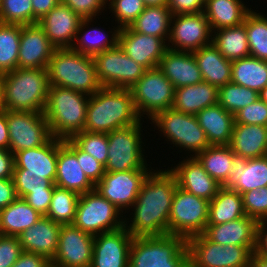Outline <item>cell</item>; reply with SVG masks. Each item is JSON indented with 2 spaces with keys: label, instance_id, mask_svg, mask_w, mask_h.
Listing matches in <instances>:
<instances>
[{
  "label": "cell",
  "instance_id": "1",
  "mask_svg": "<svg viewBox=\"0 0 267 267\" xmlns=\"http://www.w3.org/2000/svg\"><path fill=\"white\" fill-rule=\"evenodd\" d=\"M177 186L176 177L169 169L151 171L131 207L134 212H131L132 220L129 223L124 218L125 229L133 237L168 234L169 216Z\"/></svg>",
  "mask_w": 267,
  "mask_h": 267
},
{
  "label": "cell",
  "instance_id": "2",
  "mask_svg": "<svg viewBox=\"0 0 267 267\" xmlns=\"http://www.w3.org/2000/svg\"><path fill=\"white\" fill-rule=\"evenodd\" d=\"M140 121L130 89L102 87L89 97L84 131L107 134Z\"/></svg>",
  "mask_w": 267,
  "mask_h": 267
},
{
  "label": "cell",
  "instance_id": "3",
  "mask_svg": "<svg viewBox=\"0 0 267 267\" xmlns=\"http://www.w3.org/2000/svg\"><path fill=\"white\" fill-rule=\"evenodd\" d=\"M47 69L16 68L2 74V109L41 112L49 91Z\"/></svg>",
  "mask_w": 267,
  "mask_h": 267
},
{
  "label": "cell",
  "instance_id": "4",
  "mask_svg": "<svg viewBox=\"0 0 267 267\" xmlns=\"http://www.w3.org/2000/svg\"><path fill=\"white\" fill-rule=\"evenodd\" d=\"M49 85L72 89L88 96L102 88L92 56L72 48H57L47 67Z\"/></svg>",
  "mask_w": 267,
  "mask_h": 267
},
{
  "label": "cell",
  "instance_id": "5",
  "mask_svg": "<svg viewBox=\"0 0 267 267\" xmlns=\"http://www.w3.org/2000/svg\"><path fill=\"white\" fill-rule=\"evenodd\" d=\"M89 97L72 89L49 86L43 113L53 137L70 139L84 131Z\"/></svg>",
  "mask_w": 267,
  "mask_h": 267
},
{
  "label": "cell",
  "instance_id": "6",
  "mask_svg": "<svg viewBox=\"0 0 267 267\" xmlns=\"http://www.w3.org/2000/svg\"><path fill=\"white\" fill-rule=\"evenodd\" d=\"M129 267H189L187 240L170 234L133 237Z\"/></svg>",
  "mask_w": 267,
  "mask_h": 267
},
{
  "label": "cell",
  "instance_id": "7",
  "mask_svg": "<svg viewBox=\"0 0 267 267\" xmlns=\"http://www.w3.org/2000/svg\"><path fill=\"white\" fill-rule=\"evenodd\" d=\"M155 128L163 133L167 142L171 141L173 147L189 151L190 157L195 156L210 146L205 131L198 124L195 115L167 109L155 114L151 119ZM193 155H192V154Z\"/></svg>",
  "mask_w": 267,
  "mask_h": 267
},
{
  "label": "cell",
  "instance_id": "8",
  "mask_svg": "<svg viewBox=\"0 0 267 267\" xmlns=\"http://www.w3.org/2000/svg\"><path fill=\"white\" fill-rule=\"evenodd\" d=\"M124 218L114 204L94 189L80 194L72 224L95 236L122 228Z\"/></svg>",
  "mask_w": 267,
  "mask_h": 267
},
{
  "label": "cell",
  "instance_id": "9",
  "mask_svg": "<svg viewBox=\"0 0 267 267\" xmlns=\"http://www.w3.org/2000/svg\"><path fill=\"white\" fill-rule=\"evenodd\" d=\"M142 122L107 133L108 159L105 172L150 169L143 152Z\"/></svg>",
  "mask_w": 267,
  "mask_h": 267
},
{
  "label": "cell",
  "instance_id": "10",
  "mask_svg": "<svg viewBox=\"0 0 267 267\" xmlns=\"http://www.w3.org/2000/svg\"><path fill=\"white\" fill-rule=\"evenodd\" d=\"M189 267H249L256 248L210 241L204 234L187 239Z\"/></svg>",
  "mask_w": 267,
  "mask_h": 267
},
{
  "label": "cell",
  "instance_id": "11",
  "mask_svg": "<svg viewBox=\"0 0 267 267\" xmlns=\"http://www.w3.org/2000/svg\"><path fill=\"white\" fill-rule=\"evenodd\" d=\"M209 201L177 186L168 222V234L186 240L203 234L208 223Z\"/></svg>",
  "mask_w": 267,
  "mask_h": 267
},
{
  "label": "cell",
  "instance_id": "12",
  "mask_svg": "<svg viewBox=\"0 0 267 267\" xmlns=\"http://www.w3.org/2000/svg\"><path fill=\"white\" fill-rule=\"evenodd\" d=\"M136 111L151 119L155 114L171 109L175 87L159 67L147 69L143 76L130 88Z\"/></svg>",
  "mask_w": 267,
  "mask_h": 267
},
{
  "label": "cell",
  "instance_id": "13",
  "mask_svg": "<svg viewBox=\"0 0 267 267\" xmlns=\"http://www.w3.org/2000/svg\"><path fill=\"white\" fill-rule=\"evenodd\" d=\"M93 58L102 87L130 89L147 70L130 58L119 44Z\"/></svg>",
  "mask_w": 267,
  "mask_h": 267
},
{
  "label": "cell",
  "instance_id": "14",
  "mask_svg": "<svg viewBox=\"0 0 267 267\" xmlns=\"http://www.w3.org/2000/svg\"><path fill=\"white\" fill-rule=\"evenodd\" d=\"M6 120L13 154L40 147L53 137L44 113L6 110Z\"/></svg>",
  "mask_w": 267,
  "mask_h": 267
},
{
  "label": "cell",
  "instance_id": "15",
  "mask_svg": "<svg viewBox=\"0 0 267 267\" xmlns=\"http://www.w3.org/2000/svg\"><path fill=\"white\" fill-rule=\"evenodd\" d=\"M210 43L212 30L204 12L172 15L169 49L193 52Z\"/></svg>",
  "mask_w": 267,
  "mask_h": 267
},
{
  "label": "cell",
  "instance_id": "16",
  "mask_svg": "<svg viewBox=\"0 0 267 267\" xmlns=\"http://www.w3.org/2000/svg\"><path fill=\"white\" fill-rule=\"evenodd\" d=\"M152 171L150 169L128 170L123 172H105L95 185L104 198L114 204L124 214L135 203L142 184Z\"/></svg>",
  "mask_w": 267,
  "mask_h": 267
},
{
  "label": "cell",
  "instance_id": "17",
  "mask_svg": "<svg viewBox=\"0 0 267 267\" xmlns=\"http://www.w3.org/2000/svg\"><path fill=\"white\" fill-rule=\"evenodd\" d=\"M94 236L73 224L62 225L54 267H90L93 256Z\"/></svg>",
  "mask_w": 267,
  "mask_h": 267
},
{
  "label": "cell",
  "instance_id": "18",
  "mask_svg": "<svg viewBox=\"0 0 267 267\" xmlns=\"http://www.w3.org/2000/svg\"><path fill=\"white\" fill-rule=\"evenodd\" d=\"M58 157V138L46 144L14 154L13 175L42 176L55 184Z\"/></svg>",
  "mask_w": 267,
  "mask_h": 267
},
{
  "label": "cell",
  "instance_id": "19",
  "mask_svg": "<svg viewBox=\"0 0 267 267\" xmlns=\"http://www.w3.org/2000/svg\"><path fill=\"white\" fill-rule=\"evenodd\" d=\"M133 236L123 226L94 236L90 267H129Z\"/></svg>",
  "mask_w": 267,
  "mask_h": 267
},
{
  "label": "cell",
  "instance_id": "20",
  "mask_svg": "<svg viewBox=\"0 0 267 267\" xmlns=\"http://www.w3.org/2000/svg\"><path fill=\"white\" fill-rule=\"evenodd\" d=\"M118 44L130 58L146 69L158 67L163 54L168 49L164 39L137 33L129 26L120 28Z\"/></svg>",
  "mask_w": 267,
  "mask_h": 267
},
{
  "label": "cell",
  "instance_id": "21",
  "mask_svg": "<svg viewBox=\"0 0 267 267\" xmlns=\"http://www.w3.org/2000/svg\"><path fill=\"white\" fill-rule=\"evenodd\" d=\"M55 50L38 23L21 25L17 68L47 69Z\"/></svg>",
  "mask_w": 267,
  "mask_h": 267
},
{
  "label": "cell",
  "instance_id": "22",
  "mask_svg": "<svg viewBox=\"0 0 267 267\" xmlns=\"http://www.w3.org/2000/svg\"><path fill=\"white\" fill-rule=\"evenodd\" d=\"M82 20L76 12L60 2L38 21V25L56 49L71 48Z\"/></svg>",
  "mask_w": 267,
  "mask_h": 267
},
{
  "label": "cell",
  "instance_id": "23",
  "mask_svg": "<svg viewBox=\"0 0 267 267\" xmlns=\"http://www.w3.org/2000/svg\"><path fill=\"white\" fill-rule=\"evenodd\" d=\"M169 170L175 175L179 188L208 201H211L222 187L194 156L179 161Z\"/></svg>",
  "mask_w": 267,
  "mask_h": 267
},
{
  "label": "cell",
  "instance_id": "24",
  "mask_svg": "<svg viewBox=\"0 0 267 267\" xmlns=\"http://www.w3.org/2000/svg\"><path fill=\"white\" fill-rule=\"evenodd\" d=\"M233 165V171L223 185L224 188L242 195L267 186V155L247 159L233 152Z\"/></svg>",
  "mask_w": 267,
  "mask_h": 267
},
{
  "label": "cell",
  "instance_id": "25",
  "mask_svg": "<svg viewBox=\"0 0 267 267\" xmlns=\"http://www.w3.org/2000/svg\"><path fill=\"white\" fill-rule=\"evenodd\" d=\"M62 225L42 216L33 226L23 231L18 240L23 251L42 255L52 261L58 248Z\"/></svg>",
  "mask_w": 267,
  "mask_h": 267
},
{
  "label": "cell",
  "instance_id": "26",
  "mask_svg": "<svg viewBox=\"0 0 267 267\" xmlns=\"http://www.w3.org/2000/svg\"><path fill=\"white\" fill-rule=\"evenodd\" d=\"M258 222L248 216L223 224H207L203 234L215 243L256 248Z\"/></svg>",
  "mask_w": 267,
  "mask_h": 267
},
{
  "label": "cell",
  "instance_id": "27",
  "mask_svg": "<svg viewBox=\"0 0 267 267\" xmlns=\"http://www.w3.org/2000/svg\"><path fill=\"white\" fill-rule=\"evenodd\" d=\"M175 89L203 82L192 52L167 49L158 66Z\"/></svg>",
  "mask_w": 267,
  "mask_h": 267
},
{
  "label": "cell",
  "instance_id": "28",
  "mask_svg": "<svg viewBox=\"0 0 267 267\" xmlns=\"http://www.w3.org/2000/svg\"><path fill=\"white\" fill-rule=\"evenodd\" d=\"M55 186L75 191L79 194L95 189V185L87 178L76 155L58 138V157Z\"/></svg>",
  "mask_w": 267,
  "mask_h": 267
},
{
  "label": "cell",
  "instance_id": "29",
  "mask_svg": "<svg viewBox=\"0 0 267 267\" xmlns=\"http://www.w3.org/2000/svg\"><path fill=\"white\" fill-rule=\"evenodd\" d=\"M195 116L210 145L230 144L235 124L233 114L217 103L201 110Z\"/></svg>",
  "mask_w": 267,
  "mask_h": 267
},
{
  "label": "cell",
  "instance_id": "30",
  "mask_svg": "<svg viewBox=\"0 0 267 267\" xmlns=\"http://www.w3.org/2000/svg\"><path fill=\"white\" fill-rule=\"evenodd\" d=\"M232 152L247 159L267 155V126L234 124L229 144Z\"/></svg>",
  "mask_w": 267,
  "mask_h": 267
},
{
  "label": "cell",
  "instance_id": "31",
  "mask_svg": "<svg viewBox=\"0 0 267 267\" xmlns=\"http://www.w3.org/2000/svg\"><path fill=\"white\" fill-rule=\"evenodd\" d=\"M192 53L204 82L217 88L231 82L232 61L227 60L212 43Z\"/></svg>",
  "mask_w": 267,
  "mask_h": 267
},
{
  "label": "cell",
  "instance_id": "32",
  "mask_svg": "<svg viewBox=\"0 0 267 267\" xmlns=\"http://www.w3.org/2000/svg\"><path fill=\"white\" fill-rule=\"evenodd\" d=\"M218 88L208 82L187 85L175 89L172 109L192 115L217 104Z\"/></svg>",
  "mask_w": 267,
  "mask_h": 267
},
{
  "label": "cell",
  "instance_id": "33",
  "mask_svg": "<svg viewBox=\"0 0 267 267\" xmlns=\"http://www.w3.org/2000/svg\"><path fill=\"white\" fill-rule=\"evenodd\" d=\"M92 20L93 19H83L81 21L76 33V42L73 43L71 48L83 55L94 57L96 54L111 49L118 44L120 28L119 26H113L115 29L112 28L113 31H110L112 35L110 33L108 35L105 34V32L102 29L97 28V26L95 28L91 26L92 28L88 30L91 22H93Z\"/></svg>",
  "mask_w": 267,
  "mask_h": 267
},
{
  "label": "cell",
  "instance_id": "34",
  "mask_svg": "<svg viewBox=\"0 0 267 267\" xmlns=\"http://www.w3.org/2000/svg\"><path fill=\"white\" fill-rule=\"evenodd\" d=\"M242 0H206L204 13L212 31L243 24L251 8Z\"/></svg>",
  "mask_w": 267,
  "mask_h": 267
},
{
  "label": "cell",
  "instance_id": "35",
  "mask_svg": "<svg viewBox=\"0 0 267 267\" xmlns=\"http://www.w3.org/2000/svg\"><path fill=\"white\" fill-rule=\"evenodd\" d=\"M42 216L23 198H17L6 208L0 209V234L18 237Z\"/></svg>",
  "mask_w": 267,
  "mask_h": 267
},
{
  "label": "cell",
  "instance_id": "36",
  "mask_svg": "<svg viewBox=\"0 0 267 267\" xmlns=\"http://www.w3.org/2000/svg\"><path fill=\"white\" fill-rule=\"evenodd\" d=\"M246 216L242 195L223 186L209 201L208 223L223 224Z\"/></svg>",
  "mask_w": 267,
  "mask_h": 267
},
{
  "label": "cell",
  "instance_id": "37",
  "mask_svg": "<svg viewBox=\"0 0 267 267\" xmlns=\"http://www.w3.org/2000/svg\"><path fill=\"white\" fill-rule=\"evenodd\" d=\"M231 82L260 93L267 86V61L252 56L232 61Z\"/></svg>",
  "mask_w": 267,
  "mask_h": 267
},
{
  "label": "cell",
  "instance_id": "38",
  "mask_svg": "<svg viewBox=\"0 0 267 267\" xmlns=\"http://www.w3.org/2000/svg\"><path fill=\"white\" fill-rule=\"evenodd\" d=\"M204 170L221 186L233 171V152L229 145H210L194 156Z\"/></svg>",
  "mask_w": 267,
  "mask_h": 267
},
{
  "label": "cell",
  "instance_id": "39",
  "mask_svg": "<svg viewBox=\"0 0 267 267\" xmlns=\"http://www.w3.org/2000/svg\"><path fill=\"white\" fill-rule=\"evenodd\" d=\"M212 44L230 61L250 56L244 24L212 31Z\"/></svg>",
  "mask_w": 267,
  "mask_h": 267
},
{
  "label": "cell",
  "instance_id": "40",
  "mask_svg": "<svg viewBox=\"0 0 267 267\" xmlns=\"http://www.w3.org/2000/svg\"><path fill=\"white\" fill-rule=\"evenodd\" d=\"M172 13L165 6H146L143 12L129 25L137 32L152 35L168 41Z\"/></svg>",
  "mask_w": 267,
  "mask_h": 267
},
{
  "label": "cell",
  "instance_id": "41",
  "mask_svg": "<svg viewBox=\"0 0 267 267\" xmlns=\"http://www.w3.org/2000/svg\"><path fill=\"white\" fill-rule=\"evenodd\" d=\"M80 194L54 186L52 199L46 217L61 225L72 224L75 219Z\"/></svg>",
  "mask_w": 267,
  "mask_h": 267
},
{
  "label": "cell",
  "instance_id": "42",
  "mask_svg": "<svg viewBox=\"0 0 267 267\" xmlns=\"http://www.w3.org/2000/svg\"><path fill=\"white\" fill-rule=\"evenodd\" d=\"M243 24L247 32L250 56L267 61V16L252 9Z\"/></svg>",
  "mask_w": 267,
  "mask_h": 267
},
{
  "label": "cell",
  "instance_id": "43",
  "mask_svg": "<svg viewBox=\"0 0 267 267\" xmlns=\"http://www.w3.org/2000/svg\"><path fill=\"white\" fill-rule=\"evenodd\" d=\"M21 25L0 23V73L17 68Z\"/></svg>",
  "mask_w": 267,
  "mask_h": 267
},
{
  "label": "cell",
  "instance_id": "44",
  "mask_svg": "<svg viewBox=\"0 0 267 267\" xmlns=\"http://www.w3.org/2000/svg\"><path fill=\"white\" fill-rule=\"evenodd\" d=\"M259 98L258 92L230 82L218 88L217 103L234 115Z\"/></svg>",
  "mask_w": 267,
  "mask_h": 267
},
{
  "label": "cell",
  "instance_id": "45",
  "mask_svg": "<svg viewBox=\"0 0 267 267\" xmlns=\"http://www.w3.org/2000/svg\"><path fill=\"white\" fill-rule=\"evenodd\" d=\"M70 140L82 151L94 157L104 167L108 159V138L106 133L82 131Z\"/></svg>",
  "mask_w": 267,
  "mask_h": 267
},
{
  "label": "cell",
  "instance_id": "46",
  "mask_svg": "<svg viewBox=\"0 0 267 267\" xmlns=\"http://www.w3.org/2000/svg\"><path fill=\"white\" fill-rule=\"evenodd\" d=\"M0 23L33 24V7L31 0H2L0 7Z\"/></svg>",
  "mask_w": 267,
  "mask_h": 267
},
{
  "label": "cell",
  "instance_id": "47",
  "mask_svg": "<svg viewBox=\"0 0 267 267\" xmlns=\"http://www.w3.org/2000/svg\"><path fill=\"white\" fill-rule=\"evenodd\" d=\"M119 28L129 26L145 9L143 0H107ZM119 24V25H118Z\"/></svg>",
  "mask_w": 267,
  "mask_h": 267
},
{
  "label": "cell",
  "instance_id": "48",
  "mask_svg": "<svg viewBox=\"0 0 267 267\" xmlns=\"http://www.w3.org/2000/svg\"><path fill=\"white\" fill-rule=\"evenodd\" d=\"M246 216L262 222L267 217V186L242 194Z\"/></svg>",
  "mask_w": 267,
  "mask_h": 267
},
{
  "label": "cell",
  "instance_id": "49",
  "mask_svg": "<svg viewBox=\"0 0 267 267\" xmlns=\"http://www.w3.org/2000/svg\"><path fill=\"white\" fill-rule=\"evenodd\" d=\"M64 144L76 155L87 178L96 185L105 174L104 166L94 157L80 150L70 139H64Z\"/></svg>",
  "mask_w": 267,
  "mask_h": 267
},
{
  "label": "cell",
  "instance_id": "50",
  "mask_svg": "<svg viewBox=\"0 0 267 267\" xmlns=\"http://www.w3.org/2000/svg\"><path fill=\"white\" fill-rule=\"evenodd\" d=\"M18 198H23L33 191H53L55 184L42 176L13 175Z\"/></svg>",
  "mask_w": 267,
  "mask_h": 267
},
{
  "label": "cell",
  "instance_id": "51",
  "mask_svg": "<svg viewBox=\"0 0 267 267\" xmlns=\"http://www.w3.org/2000/svg\"><path fill=\"white\" fill-rule=\"evenodd\" d=\"M235 124L267 126V104L260 98L234 114Z\"/></svg>",
  "mask_w": 267,
  "mask_h": 267
},
{
  "label": "cell",
  "instance_id": "52",
  "mask_svg": "<svg viewBox=\"0 0 267 267\" xmlns=\"http://www.w3.org/2000/svg\"><path fill=\"white\" fill-rule=\"evenodd\" d=\"M61 2L82 19H95L96 16L101 15L99 13H102L107 6V0H61Z\"/></svg>",
  "mask_w": 267,
  "mask_h": 267
},
{
  "label": "cell",
  "instance_id": "53",
  "mask_svg": "<svg viewBox=\"0 0 267 267\" xmlns=\"http://www.w3.org/2000/svg\"><path fill=\"white\" fill-rule=\"evenodd\" d=\"M22 252L18 237L0 234V267H11Z\"/></svg>",
  "mask_w": 267,
  "mask_h": 267
},
{
  "label": "cell",
  "instance_id": "54",
  "mask_svg": "<svg viewBox=\"0 0 267 267\" xmlns=\"http://www.w3.org/2000/svg\"><path fill=\"white\" fill-rule=\"evenodd\" d=\"M206 0H168L172 15L204 12Z\"/></svg>",
  "mask_w": 267,
  "mask_h": 267
},
{
  "label": "cell",
  "instance_id": "55",
  "mask_svg": "<svg viewBox=\"0 0 267 267\" xmlns=\"http://www.w3.org/2000/svg\"><path fill=\"white\" fill-rule=\"evenodd\" d=\"M53 191H33L23 197L37 212L45 216L50 206Z\"/></svg>",
  "mask_w": 267,
  "mask_h": 267
},
{
  "label": "cell",
  "instance_id": "56",
  "mask_svg": "<svg viewBox=\"0 0 267 267\" xmlns=\"http://www.w3.org/2000/svg\"><path fill=\"white\" fill-rule=\"evenodd\" d=\"M51 261L46 257L23 251L18 260L11 267H49Z\"/></svg>",
  "mask_w": 267,
  "mask_h": 267
},
{
  "label": "cell",
  "instance_id": "57",
  "mask_svg": "<svg viewBox=\"0 0 267 267\" xmlns=\"http://www.w3.org/2000/svg\"><path fill=\"white\" fill-rule=\"evenodd\" d=\"M18 198L13 178L0 179V209Z\"/></svg>",
  "mask_w": 267,
  "mask_h": 267
},
{
  "label": "cell",
  "instance_id": "58",
  "mask_svg": "<svg viewBox=\"0 0 267 267\" xmlns=\"http://www.w3.org/2000/svg\"><path fill=\"white\" fill-rule=\"evenodd\" d=\"M60 2L61 0H31L33 7V24L38 23L40 19Z\"/></svg>",
  "mask_w": 267,
  "mask_h": 267
},
{
  "label": "cell",
  "instance_id": "59",
  "mask_svg": "<svg viewBox=\"0 0 267 267\" xmlns=\"http://www.w3.org/2000/svg\"><path fill=\"white\" fill-rule=\"evenodd\" d=\"M14 154L7 149H0V179L13 178Z\"/></svg>",
  "mask_w": 267,
  "mask_h": 267
},
{
  "label": "cell",
  "instance_id": "60",
  "mask_svg": "<svg viewBox=\"0 0 267 267\" xmlns=\"http://www.w3.org/2000/svg\"><path fill=\"white\" fill-rule=\"evenodd\" d=\"M255 253L267 258V225L263 221L257 225Z\"/></svg>",
  "mask_w": 267,
  "mask_h": 267
},
{
  "label": "cell",
  "instance_id": "61",
  "mask_svg": "<svg viewBox=\"0 0 267 267\" xmlns=\"http://www.w3.org/2000/svg\"><path fill=\"white\" fill-rule=\"evenodd\" d=\"M0 149L9 150V133L6 120V110L0 109Z\"/></svg>",
  "mask_w": 267,
  "mask_h": 267
},
{
  "label": "cell",
  "instance_id": "62",
  "mask_svg": "<svg viewBox=\"0 0 267 267\" xmlns=\"http://www.w3.org/2000/svg\"><path fill=\"white\" fill-rule=\"evenodd\" d=\"M249 267H267V258L253 252L250 258Z\"/></svg>",
  "mask_w": 267,
  "mask_h": 267
},
{
  "label": "cell",
  "instance_id": "63",
  "mask_svg": "<svg viewBox=\"0 0 267 267\" xmlns=\"http://www.w3.org/2000/svg\"><path fill=\"white\" fill-rule=\"evenodd\" d=\"M146 6H165L168 3V0H143Z\"/></svg>",
  "mask_w": 267,
  "mask_h": 267
},
{
  "label": "cell",
  "instance_id": "64",
  "mask_svg": "<svg viewBox=\"0 0 267 267\" xmlns=\"http://www.w3.org/2000/svg\"><path fill=\"white\" fill-rule=\"evenodd\" d=\"M259 97L262 101H264L267 104V86L260 91Z\"/></svg>",
  "mask_w": 267,
  "mask_h": 267
},
{
  "label": "cell",
  "instance_id": "65",
  "mask_svg": "<svg viewBox=\"0 0 267 267\" xmlns=\"http://www.w3.org/2000/svg\"><path fill=\"white\" fill-rule=\"evenodd\" d=\"M0 109H2V74L0 73Z\"/></svg>",
  "mask_w": 267,
  "mask_h": 267
},
{
  "label": "cell",
  "instance_id": "66",
  "mask_svg": "<svg viewBox=\"0 0 267 267\" xmlns=\"http://www.w3.org/2000/svg\"><path fill=\"white\" fill-rule=\"evenodd\" d=\"M263 222L267 225V217L263 220Z\"/></svg>",
  "mask_w": 267,
  "mask_h": 267
}]
</instances>
